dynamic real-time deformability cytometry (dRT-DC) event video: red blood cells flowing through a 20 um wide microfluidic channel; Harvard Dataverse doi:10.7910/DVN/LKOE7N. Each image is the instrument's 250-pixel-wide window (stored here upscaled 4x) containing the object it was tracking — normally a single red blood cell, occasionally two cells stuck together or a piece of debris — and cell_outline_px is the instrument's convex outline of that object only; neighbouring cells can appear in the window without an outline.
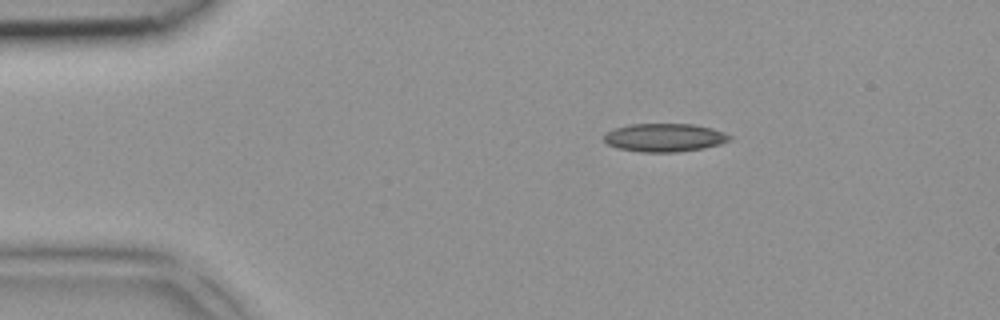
{"species": "common noctule bat (a hibernating species)", "species_latin": "Nyctalus noctula", "temperature_condition": "room temperature", "stored_images_in_passage": 4, "camera_frame_rate_fps": 3000, "um_per_image_px": 0.085, "animal": {"sex": "female", "body_mass_g": 18.4}, "frame": {"image": 1, "passage_image": 3, "time_ms": 0.667, "image_size_px": [1000, 320], "cell_outline_px": [[732, 140], [720, 144], [704, 148], [676, 152], [640, 152], [616, 148], [608, 144], [604, 140], [604, 132], [628, 124], [692, 124], [712, 128], [724, 132], [732, 136]], "centroid_in_image_um": [56.48, 11.69], "position_along_channel_um": 28.5, "area_um2": 20.87}}